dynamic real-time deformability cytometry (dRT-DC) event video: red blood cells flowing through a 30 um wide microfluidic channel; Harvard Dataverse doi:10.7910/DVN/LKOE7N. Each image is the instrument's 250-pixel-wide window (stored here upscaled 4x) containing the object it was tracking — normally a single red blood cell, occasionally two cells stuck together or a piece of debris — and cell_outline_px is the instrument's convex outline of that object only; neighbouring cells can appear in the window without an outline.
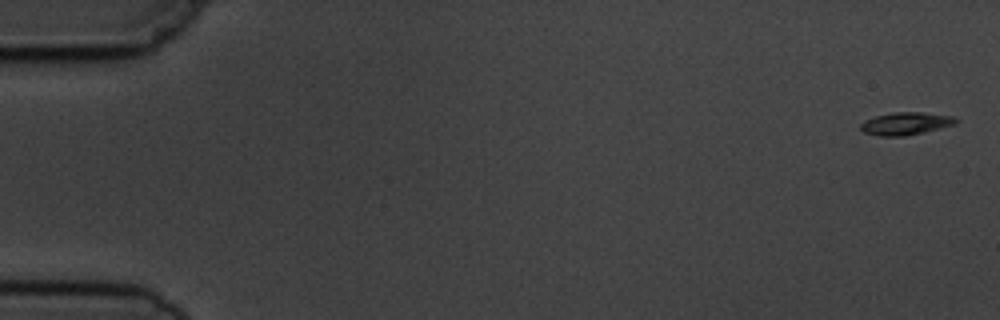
{"species": "common noctule bat (a hibernating species)", "species_latin": "Nyctalus noctula", "temperature_condition": "cold", "stored_images_in_passage": 5, "camera_frame_rate_fps": 3000, "um_per_image_px": 0.085, "animal": {"sex": "male", "body_mass_g": 19.5, "forearm_length_mm": 54.6}, "frame": {"image": 1, "passage_image": 1, "time_ms": 0.0, "image_size_px": [1000, 320], "cell_outline_px": [[960, 120], [956, 124], [924, 132], [904, 136], [880, 136], [864, 132], [860, 128], [860, 124], [864, 120], [876, 116], [892, 112], [920, 112], [952, 116]], "centroid_in_image_um": [76.99, 10.5], "position_along_channel_um": 8.0, "area_um2": 12.54}}